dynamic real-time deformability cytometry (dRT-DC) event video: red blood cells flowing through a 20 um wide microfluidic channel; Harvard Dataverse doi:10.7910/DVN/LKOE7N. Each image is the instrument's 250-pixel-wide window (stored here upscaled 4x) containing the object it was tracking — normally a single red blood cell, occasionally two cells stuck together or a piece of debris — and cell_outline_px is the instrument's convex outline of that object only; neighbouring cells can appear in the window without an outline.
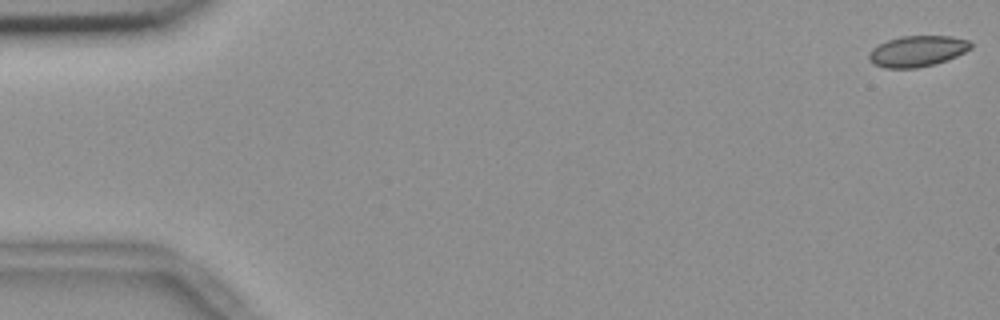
{"species": "common noctule bat (a hibernating species)", "species_latin": "Nyctalus noctula", "temperature_condition": "room temperature", "stored_images_in_passage": 55, "camera_frame_rate_fps": 3000, "um_per_image_px": 0.085, "animal": {"sex": "female", "body_mass_g": 18.4}, "frame": {"image": 1, "passage_image": 1, "time_ms": 0.0, "image_size_px": [1000, 320], "cell_outline_px": [[972, 48], [956, 56], [936, 64], [916, 68], [884, 68], [868, 60], [868, 52], [872, 48], [888, 40], [900, 36], [952, 36], [968, 40], [972, 44]], "centroid_in_image_um": [77.96, 4.35], "position_along_channel_um": 7.0, "area_um2": 18.38}}
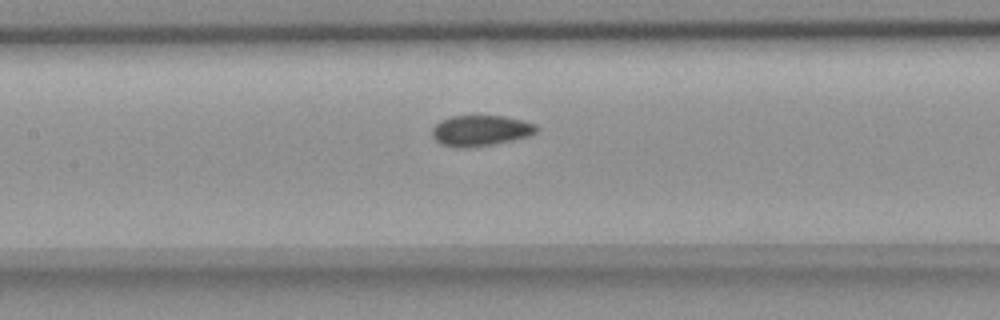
{"frame": {"image": 2, "passage_image": 26, "time_ms": 8.333, "image_size_px": [1000, 320], "cell_outline_px": [[540, 128], [536, 132], [528, 136], [512, 140], [492, 144], [464, 148], [460, 148], [440, 144], [432, 136], [432, 128], [440, 120], [452, 116], [504, 116], [536, 124]], "centroid_in_image_um": [40.84, 11.1], "position_along_channel_um": 166.6, "area_um2": 18.61}}
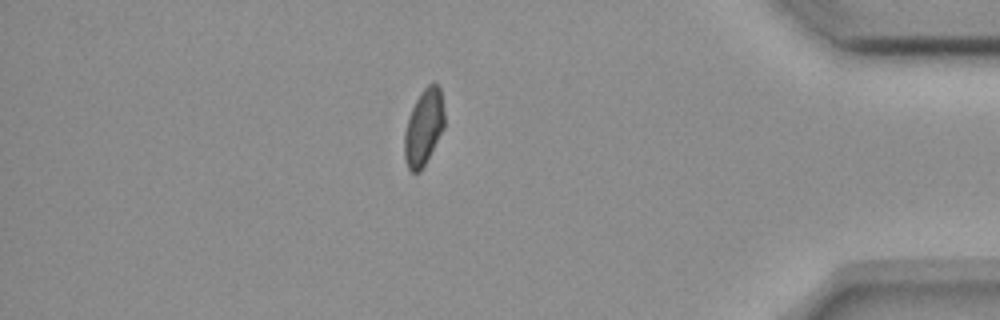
{"frame": {"image": 3, "passage_image": 48, "time_ms": 15.667, "image_size_px": [1000, 320], "cell_outline_px": [[444, 128], [420, 172], [412, 172], [408, 168], [404, 156], [404, 132], [408, 116], [420, 92], [432, 80], [440, 88], [444, 112]], "centroid_in_image_um": [36.0, 10.79], "position_along_channel_um": 399.2, "area_um2": 17.74}, "authors_computed_cell_mechanics": {"area_um2": 18.6116, "velocity_mm_per_s": 3.6732, "shape_relaxation_time_tau1_ms": 11.2653, "shape_relaxation_time_tau2_ms": 1.5307, "deformation_change_tau1": 0.1243, "deformation_change_tau2": 0.0403}}